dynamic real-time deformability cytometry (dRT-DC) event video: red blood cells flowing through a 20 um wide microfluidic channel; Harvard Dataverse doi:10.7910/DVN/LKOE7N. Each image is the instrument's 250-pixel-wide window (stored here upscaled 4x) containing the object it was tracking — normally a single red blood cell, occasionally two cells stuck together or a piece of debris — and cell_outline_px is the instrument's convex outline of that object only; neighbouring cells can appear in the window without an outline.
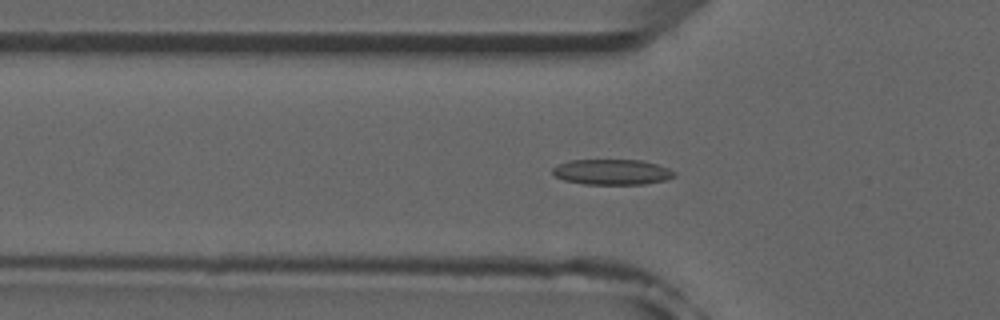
{"species": "common noctule bat (a hibernating species)", "species_latin": "Nyctalus noctula", "temperature_condition": "room temperature", "stored_images_in_passage": 38, "camera_frame_rate_fps": 3000, "um_per_image_px": 0.085, "animal": {"sex": "male", "forearm_length_mm": 52.5}, "frame": {"image": 1, "passage_image": 3, "time_ms": 0.667, "image_size_px": [1000, 320], "cell_outline_px": [[676, 176], [668, 180], [644, 184], [584, 184], [564, 180], [556, 176], [552, 172], [552, 168], [556, 164], [568, 160], [640, 160], [656, 164], [668, 168], [676, 172]], "centroid_in_image_um": [52.03, 14.62], "position_along_channel_um": 73.8, "area_um2": 18.21}}
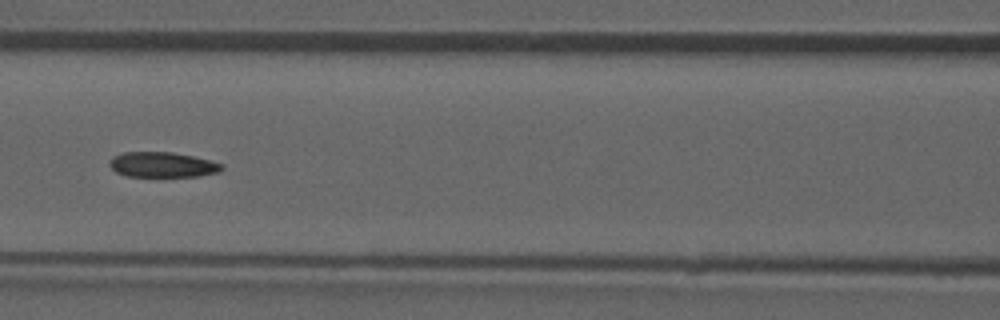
{"frame": {"image": 2, "passage_image": 9, "time_ms": 2.667, "image_size_px": [1000, 320], "cell_outline_px": [[224, 168], [220, 172], [200, 176], [128, 176], [116, 172], [108, 164], [108, 160], [112, 156], [124, 152], [172, 152], [192, 156], [224, 164]], "centroid_in_image_um": [13.8, 13.99], "position_along_channel_um": 152.8, "area_um2": 16.53}}
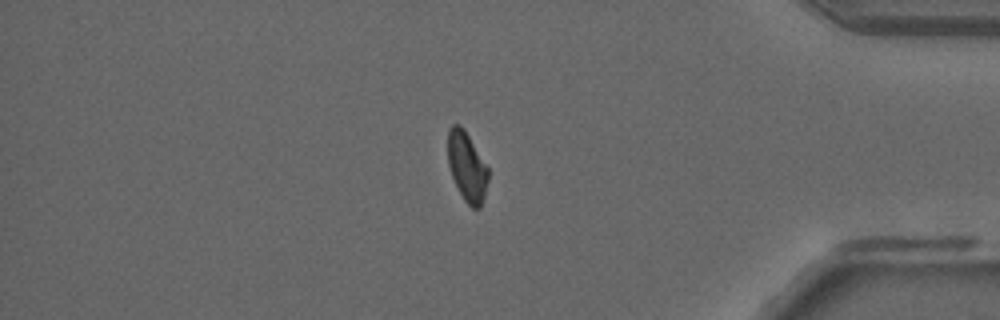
{"frame": {"image": 3, "passage_image": 30, "time_ms": 9.667, "image_size_px": [1000, 320], "cell_outline_px": [[488, 180], [484, 196], [480, 208], [472, 208], [464, 200], [452, 176], [448, 164], [448, 132], [452, 124], [460, 124], [464, 128], [488, 168]], "centroid_in_image_um": [39.68, 14.15], "position_along_channel_um": 395.5, "area_um2": 16.13}, "authors_computed_cell_mechanics": {"area_um2": 17.1955, "velocity_mm_per_s": 3.9197, "shape_relaxation_time_tau1_ms": null, "shape_relaxation_time_tau2_ms": 4.7271, "deformation_change_tau1": null, "deformation_change_tau2": 0.1098}}